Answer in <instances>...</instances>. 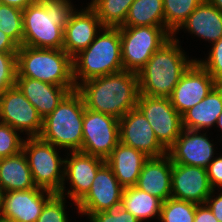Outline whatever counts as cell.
<instances>
[{"label": "cell", "mask_w": 222, "mask_h": 222, "mask_svg": "<svg viewBox=\"0 0 222 222\" xmlns=\"http://www.w3.org/2000/svg\"><path fill=\"white\" fill-rule=\"evenodd\" d=\"M85 108L121 119L137 105L138 74L126 70L84 81L76 87Z\"/></svg>", "instance_id": "cell-1"}, {"label": "cell", "mask_w": 222, "mask_h": 222, "mask_svg": "<svg viewBox=\"0 0 222 222\" xmlns=\"http://www.w3.org/2000/svg\"><path fill=\"white\" fill-rule=\"evenodd\" d=\"M70 0H36L23 10L22 45L62 49L64 27L75 8Z\"/></svg>", "instance_id": "cell-2"}, {"label": "cell", "mask_w": 222, "mask_h": 222, "mask_svg": "<svg viewBox=\"0 0 222 222\" xmlns=\"http://www.w3.org/2000/svg\"><path fill=\"white\" fill-rule=\"evenodd\" d=\"M194 61L186 58L179 40L172 35L137 73L139 94L170 98L180 78Z\"/></svg>", "instance_id": "cell-3"}, {"label": "cell", "mask_w": 222, "mask_h": 222, "mask_svg": "<svg viewBox=\"0 0 222 222\" xmlns=\"http://www.w3.org/2000/svg\"><path fill=\"white\" fill-rule=\"evenodd\" d=\"M102 31L86 49L72 58L76 87L86 80L124 70L119 27H104Z\"/></svg>", "instance_id": "cell-4"}, {"label": "cell", "mask_w": 222, "mask_h": 222, "mask_svg": "<svg viewBox=\"0 0 222 222\" xmlns=\"http://www.w3.org/2000/svg\"><path fill=\"white\" fill-rule=\"evenodd\" d=\"M16 77H27L57 86H75L72 58L63 49L19 46Z\"/></svg>", "instance_id": "cell-5"}, {"label": "cell", "mask_w": 222, "mask_h": 222, "mask_svg": "<svg viewBox=\"0 0 222 222\" xmlns=\"http://www.w3.org/2000/svg\"><path fill=\"white\" fill-rule=\"evenodd\" d=\"M85 104L77 90L70 91L59 105L43 119L40 138L55 147L80 151L83 142Z\"/></svg>", "instance_id": "cell-6"}, {"label": "cell", "mask_w": 222, "mask_h": 222, "mask_svg": "<svg viewBox=\"0 0 222 222\" xmlns=\"http://www.w3.org/2000/svg\"><path fill=\"white\" fill-rule=\"evenodd\" d=\"M53 144L40 137H27L23 143L33 182L36 187L60 194L65 192L64 160Z\"/></svg>", "instance_id": "cell-7"}, {"label": "cell", "mask_w": 222, "mask_h": 222, "mask_svg": "<svg viewBox=\"0 0 222 222\" xmlns=\"http://www.w3.org/2000/svg\"><path fill=\"white\" fill-rule=\"evenodd\" d=\"M119 32L123 69L134 73L172 37L165 26L119 27Z\"/></svg>", "instance_id": "cell-8"}, {"label": "cell", "mask_w": 222, "mask_h": 222, "mask_svg": "<svg viewBox=\"0 0 222 222\" xmlns=\"http://www.w3.org/2000/svg\"><path fill=\"white\" fill-rule=\"evenodd\" d=\"M80 152L106 160L120 142L119 119L85 108Z\"/></svg>", "instance_id": "cell-9"}, {"label": "cell", "mask_w": 222, "mask_h": 222, "mask_svg": "<svg viewBox=\"0 0 222 222\" xmlns=\"http://www.w3.org/2000/svg\"><path fill=\"white\" fill-rule=\"evenodd\" d=\"M136 107L148 120L159 143L168 150L183 130L182 117L170 98L139 94Z\"/></svg>", "instance_id": "cell-10"}, {"label": "cell", "mask_w": 222, "mask_h": 222, "mask_svg": "<svg viewBox=\"0 0 222 222\" xmlns=\"http://www.w3.org/2000/svg\"><path fill=\"white\" fill-rule=\"evenodd\" d=\"M0 122L28 137H39L43 128V118L16 85L0 95Z\"/></svg>", "instance_id": "cell-11"}, {"label": "cell", "mask_w": 222, "mask_h": 222, "mask_svg": "<svg viewBox=\"0 0 222 222\" xmlns=\"http://www.w3.org/2000/svg\"><path fill=\"white\" fill-rule=\"evenodd\" d=\"M217 84L196 59L173 89L170 96L171 104L182 115L201 102Z\"/></svg>", "instance_id": "cell-12"}, {"label": "cell", "mask_w": 222, "mask_h": 222, "mask_svg": "<svg viewBox=\"0 0 222 222\" xmlns=\"http://www.w3.org/2000/svg\"><path fill=\"white\" fill-rule=\"evenodd\" d=\"M120 142L143 152L148 157H160L167 150L157 140L146 117L135 107L119 119Z\"/></svg>", "instance_id": "cell-13"}, {"label": "cell", "mask_w": 222, "mask_h": 222, "mask_svg": "<svg viewBox=\"0 0 222 222\" xmlns=\"http://www.w3.org/2000/svg\"><path fill=\"white\" fill-rule=\"evenodd\" d=\"M53 195V192L38 187L3 192L0 216L15 222H36L45 203Z\"/></svg>", "instance_id": "cell-14"}, {"label": "cell", "mask_w": 222, "mask_h": 222, "mask_svg": "<svg viewBox=\"0 0 222 222\" xmlns=\"http://www.w3.org/2000/svg\"><path fill=\"white\" fill-rule=\"evenodd\" d=\"M212 191L206 168L172 163V198L203 204Z\"/></svg>", "instance_id": "cell-15"}, {"label": "cell", "mask_w": 222, "mask_h": 222, "mask_svg": "<svg viewBox=\"0 0 222 222\" xmlns=\"http://www.w3.org/2000/svg\"><path fill=\"white\" fill-rule=\"evenodd\" d=\"M123 190L112 169L105 163L97 171L89 192L76 204L78 213L90 217L93 213L105 211L122 199Z\"/></svg>", "instance_id": "cell-16"}, {"label": "cell", "mask_w": 222, "mask_h": 222, "mask_svg": "<svg viewBox=\"0 0 222 222\" xmlns=\"http://www.w3.org/2000/svg\"><path fill=\"white\" fill-rule=\"evenodd\" d=\"M71 158L64 160V181H70L71 190L67 194L77 204L90 190L97 171L106 163L105 160L80 151H71Z\"/></svg>", "instance_id": "cell-17"}, {"label": "cell", "mask_w": 222, "mask_h": 222, "mask_svg": "<svg viewBox=\"0 0 222 222\" xmlns=\"http://www.w3.org/2000/svg\"><path fill=\"white\" fill-rule=\"evenodd\" d=\"M104 29L96 12L88 5L81 11L74 10L64 27V44L62 49L73 58L86 49Z\"/></svg>", "instance_id": "cell-18"}, {"label": "cell", "mask_w": 222, "mask_h": 222, "mask_svg": "<svg viewBox=\"0 0 222 222\" xmlns=\"http://www.w3.org/2000/svg\"><path fill=\"white\" fill-rule=\"evenodd\" d=\"M167 154L172 163L206 168L215 153L206 132L201 134L200 131L183 129Z\"/></svg>", "instance_id": "cell-19"}, {"label": "cell", "mask_w": 222, "mask_h": 222, "mask_svg": "<svg viewBox=\"0 0 222 222\" xmlns=\"http://www.w3.org/2000/svg\"><path fill=\"white\" fill-rule=\"evenodd\" d=\"M15 85L44 119L76 86H57L27 77H16Z\"/></svg>", "instance_id": "cell-20"}, {"label": "cell", "mask_w": 222, "mask_h": 222, "mask_svg": "<svg viewBox=\"0 0 222 222\" xmlns=\"http://www.w3.org/2000/svg\"><path fill=\"white\" fill-rule=\"evenodd\" d=\"M172 161L168 154L149 157L143 164L136 187L161 199L171 197Z\"/></svg>", "instance_id": "cell-21"}, {"label": "cell", "mask_w": 222, "mask_h": 222, "mask_svg": "<svg viewBox=\"0 0 222 222\" xmlns=\"http://www.w3.org/2000/svg\"><path fill=\"white\" fill-rule=\"evenodd\" d=\"M149 157L119 142L105 160L123 188L136 186L143 164Z\"/></svg>", "instance_id": "cell-22"}, {"label": "cell", "mask_w": 222, "mask_h": 222, "mask_svg": "<svg viewBox=\"0 0 222 222\" xmlns=\"http://www.w3.org/2000/svg\"><path fill=\"white\" fill-rule=\"evenodd\" d=\"M222 113V84H217L198 104L184 112L183 129L201 131L216 125Z\"/></svg>", "instance_id": "cell-23"}, {"label": "cell", "mask_w": 222, "mask_h": 222, "mask_svg": "<svg viewBox=\"0 0 222 222\" xmlns=\"http://www.w3.org/2000/svg\"><path fill=\"white\" fill-rule=\"evenodd\" d=\"M186 29L211 43L222 37V12L204 0L178 29Z\"/></svg>", "instance_id": "cell-24"}, {"label": "cell", "mask_w": 222, "mask_h": 222, "mask_svg": "<svg viewBox=\"0 0 222 222\" xmlns=\"http://www.w3.org/2000/svg\"><path fill=\"white\" fill-rule=\"evenodd\" d=\"M0 187L3 192L35 188L27 157L23 151L0 158Z\"/></svg>", "instance_id": "cell-25"}, {"label": "cell", "mask_w": 222, "mask_h": 222, "mask_svg": "<svg viewBox=\"0 0 222 222\" xmlns=\"http://www.w3.org/2000/svg\"><path fill=\"white\" fill-rule=\"evenodd\" d=\"M122 200L126 211L134 215L140 222L161 214L163 201L136 186L127 187L123 190Z\"/></svg>", "instance_id": "cell-26"}, {"label": "cell", "mask_w": 222, "mask_h": 222, "mask_svg": "<svg viewBox=\"0 0 222 222\" xmlns=\"http://www.w3.org/2000/svg\"><path fill=\"white\" fill-rule=\"evenodd\" d=\"M165 26L163 0H134L120 27Z\"/></svg>", "instance_id": "cell-27"}, {"label": "cell", "mask_w": 222, "mask_h": 222, "mask_svg": "<svg viewBox=\"0 0 222 222\" xmlns=\"http://www.w3.org/2000/svg\"><path fill=\"white\" fill-rule=\"evenodd\" d=\"M133 2L134 0H92L89 6L104 27L118 28L124 24Z\"/></svg>", "instance_id": "cell-28"}, {"label": "cell", "mask_w": 222, "mask_h": 222, "mask_svg": "<svg viewBox=\"0 0 222 222\" xmlns=\"http://www.w3.org/2000/svg\"><path fill=\"white\" fill-rule=\"evenodd\" d=\"M204 0H163L165 28L176 34L189 15Z\"/></svg>", "instance_id": "cell-29"}, {"label": "cell", "mask_w": 222, "mask_h": 222, "mask_svg": "<svg viewBox=\"0 0 222 222\" xmlns=\"http://www.w3.org/2000/svg\"><path fill=\"white\" fill-rule=\"evenodd\" d=\"M196 203L170 197L162 203L160 222H194Z\"/></svg>", "instance_id": "cell-30"}, {"label": "cell", "mask_w": 222, "mask_h": 222, "mask_svg": "<svg viewBox=\"0 0 222 222\" xmlns=\"http://www.w3.org/2000/svg\"><path fill=\"white\" fill-rule=\"evenodd\" d=\"M23 10L0 3V30L19 46L23 39Z\"/></svg>", "instance_id": "cell-31"}, {"label": "cell", "mask_w": 222, "mask_h": 222, "mask_svg": "<svg viewBox=\"0 0 222 222\" xmlns=\"http://www.w3.org/2000/svg\"><path fill=\"white\" fill-rule=\"evenodd\" d=\"M17 133L11 126L0 122V158L16 155L23 150L25 139Z\"/></svg>", "instance_id": "cell-32"}, {"label": "cell", "mask_w": 222, "mask_h": 222, "mask_svg": "<svg viewBox=\"0 0 222 222\" xmlns=\"http://www.w3.org/2000/svg\"><path fill=\"white\" fill-rule=\"evenodd\" d=\"M89 218L90 222H140L134 215L126 211L122 199L105 211L93 213Z\"/></svg>", "instance_id": "cell-33"}, {"label": "cell", "mask_w": 222, "mask_h": 222, "mask_svg": "<svg viewBox=\"0 0 222 222\" xmlns=\"http://www.w3.org/2000/svg\"><path fill=\"white\" fill-rule=\"evenodd\" d=\"M65 197L54 194L42 208L41 214L36 222H68L65 213Z\"/></svg>", "instance_id": "cell-34"}, {"label": "cell", "mask_w": 222, "mask_h": 222, "mask_svg": "<svg viewBox=\"0 0 222 222\" xmlns=\"http://www.w3.org/2000/svg\"><path fill=\"white\" fill-rule=\"evenodd\" d=\"M16 53L0 52V95L8 88L15 86Z\"/></svg>", "instance_id": "cell-35"}, {"label": "cell", "mask_w": 222, "mask_h": 222, "mask_svg": "<svg viewBox=\"0 0 222 222\" xmlns=\"http://www.w3.org/2000/svg\"><path fill=\"white\" fill-rule=\"evenodd\" d=\"M207 60H197L218 83L222 84V37L212 43Z\"/></svg>", "instance_id": "cell-36"}, {"label": "cell", "mask_w": 222, "mask_h": 222, "mask_svg": "<svg viewBox=\"0 0 222 222\" xmlns=\"http://www.w3.org/2000/svg\"><path fill=\"white\" fill-rule=\"evenodd\" d=\"M206 171L212 189L216 190V187L222 189V156L214 158L206 167Z\"/></svg>", "instance_id": "cell-37"}, {"label": "cell", "mask_w": 222, "mask_h": 222, "mask_svg": "<svg viewBox=\"0 0 222 222\" xmlns=\"http://www.w3.org/2000/svg\"><path fill=\"white\" fill-rule=\"evenodd\" d=\"M194 222H219L206 203L197 204Z\"/></svg>", "instance_id": "cell-38"}, {"label": "cell", "mask_w": 222, "mask_h": 222, "mask_svg": "<svg viewBox=\"0 0 222 222\" xmlns=\"http://www.w3.org/2000/svg\"><path fill=\"white\" fill-rule=\"evenodd\" d=\"M215 190L212 191L210 196L206 200V204L211 209L213 215L218 219L219 222H222V192L219 193L216 197L214 195ZM214 197V198H212Z\"/></svg>", "instance_id": "cell-39"}, {"label": "cell", "mask_w": 222, "mask_h": 222, "mask_svg": "<svg viewBox=\"0 0 222 222\" xmlns=\"http://www.w3.org/2000/svg\"><path fill=\"white\" fill-rule=\"evenodd\" d=\"M19 45L0 30V52H17Z\"/></svg>", "instance_id": "cell-40"}, {"label": "cell", "mask_w": 222, "mask_h": 222, "mask_svg": "<svg viewBox=\"0 0 222 222\" xmlns=\"http://www.w3.org/2000/svg\"><path fill=\"white\" fill-rule=\"evenodd\" d=\"M36 0H0L2 4L17 7L21 10L26 9L29 5L33 4Z\"/></svg>", "instance_id": "cell-41"}, {"label": "cell", "mask_w": 222, "mask_h": 222, "mask_svg": "<svg viewBox=\"0 0 222 222\" xmlns=\"http://www.w3.org/2000/svg\"><path fill=\"white\" fill-rule=\"evenodd\" d=\"M207 1L222 12V0H207Z\"/></svg>", "instance_id": "cell-42"}, {"label": "cell", "mask_w": 222, "mask_h": 222, "mask_svg": "<svg viewBox=\"0 0 222 222\" xmlns=\"http://www.w3.org/2000/svg\"><path fill=\"white\" fill-rule=\"evenodd\" d=\"M216 125H218L217 127H219L220 130L222 131V113L218 116Z\"/></svg>", "instance_id": "cell-43"}, {"label": "cell", "mask_w": 222, "mask_h": 222, "mask_svg": "<svg viewBox=\"0 0 222 222\" xmlns=\"http://www.w3.org/2000/svg\"><path fill=\"white\" fill-rule=\"evenodd\" d=\"M0 222H15V221H13V220H11V219H8V218H5V217L0 216Z\"/></svg>", "instance_id": "cell-44"}, {"label": "cell", "mask_w": 222, "mask_h": 222, "mask_svg": "<svg viewBox=\"0 0 222 222\" xmlns=\"http://www.w3.org/2000/svg\"><path fill=\"white\" fill-rule=\"evenodd\" d=\"M2 197H3V190L0 187V207H1Z\"/></svg>", "instance_id": "cell-45"}]
</instances>
